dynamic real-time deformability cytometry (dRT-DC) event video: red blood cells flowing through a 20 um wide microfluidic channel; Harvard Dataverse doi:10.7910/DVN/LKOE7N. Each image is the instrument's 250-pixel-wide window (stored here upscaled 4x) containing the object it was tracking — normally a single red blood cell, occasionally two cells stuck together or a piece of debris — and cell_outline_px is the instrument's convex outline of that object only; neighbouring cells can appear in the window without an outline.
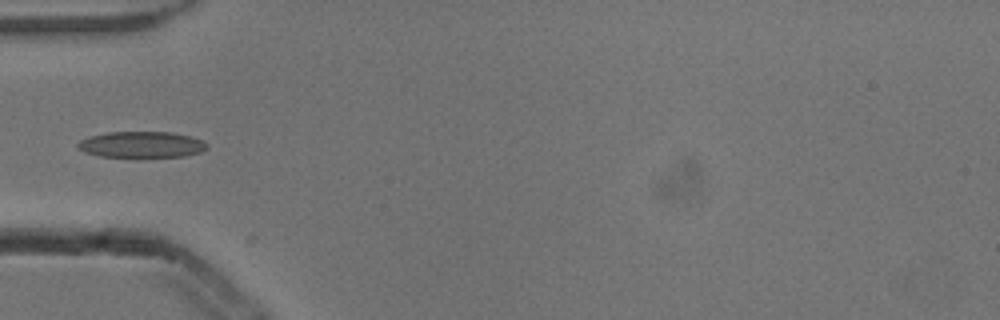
{"species": "common noctule bat (a hibernating species)", "species_latin": "Nyctalus noctula", "temperature_condition": "cold", "stored_images_in_passage": 7, "camera_frame_rate_fps": 3000, "um_per_image_px": 0.085, "animal": {"sex": "male", "body_mass_g": 13.3}, "frame": {"image": 1, "passage_image": 5, "time_ms": 1.333, "image_size_px": [1000, 320], "cell_outline_px": [[208, 148], [200, 152], [184, 156], [100, 156], [84, 152], [76, 144], [80, 140], [88, 136], [108, 132], [172, 132], [188, 136], [200, 140], [208, 144]], "centroid_in_image_um": [12.01, 12.27], "position_along_channel_um": 73.0, "area_um2": 19.36}}
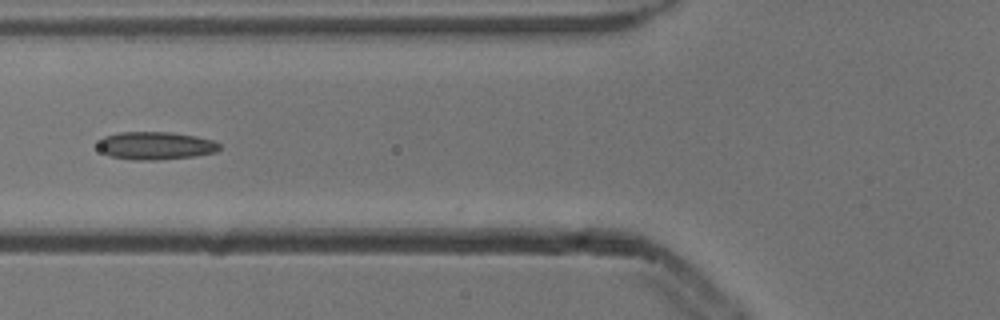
{"frame": {"image": 2, "passage_image": 6, "time_ms": 1.667, "image_size_px": [1000, 320], "cell_outline_px": [[220, 148], [216, 152], [196, 156], [156, 160], [132, 160], [108, 156], [96, 148], [96, 144], [104, 136], [120, 132], [168, 132], [196, 136], [212, 140], [220, 144]], "centroid_in_image_um": [13.18, 12.39], "position_along_channel_um": 112.6, "area_um2": 19.94}}